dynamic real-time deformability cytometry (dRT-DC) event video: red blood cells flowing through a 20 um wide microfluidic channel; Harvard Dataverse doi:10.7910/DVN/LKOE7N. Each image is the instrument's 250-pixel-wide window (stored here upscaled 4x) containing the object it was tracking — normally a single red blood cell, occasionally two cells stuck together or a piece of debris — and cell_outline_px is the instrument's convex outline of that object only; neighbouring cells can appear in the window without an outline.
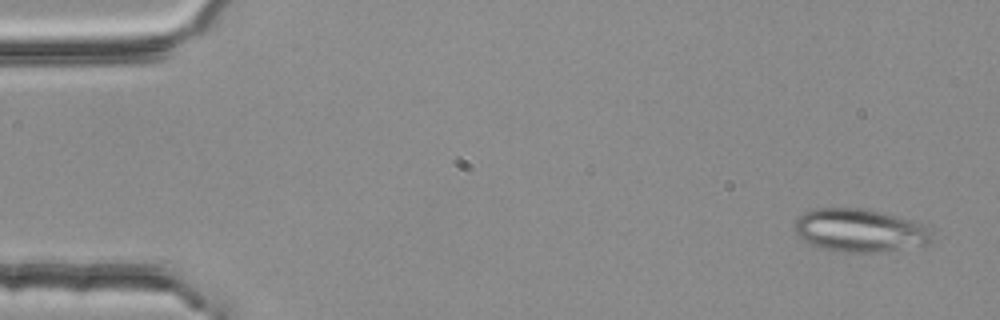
{"species": "common noctule bat (a hibernating species)", "species_latin": "Nyctalus noctula", "temperature_condition": "room temperature", "stored_images_in_passage": 3, "segment_of_instrument_passage": [2, 2], "camera_frame_rate_fps": 3000, "um_per_image_px": 0.085, "animal": {"sex": "female", "body_mass_g": 25.1}, "frame": {"image": 1, "passage_image": 3, "time_ms": 0.667, "image_size_px": [1000, 320], "cell_outline_px": [[932, 244], [876, 252], [836, 252], [820, 248], [804, 240], [796, 232], [796, 220], [804, 212], [816, 208], [864, 208], [896, 216], [920, 224], [932, 236]], "centroid_in_image_um": [73.05, 19.59], "position_along_channel_um": 11.9, "area_um2": 33.99}}